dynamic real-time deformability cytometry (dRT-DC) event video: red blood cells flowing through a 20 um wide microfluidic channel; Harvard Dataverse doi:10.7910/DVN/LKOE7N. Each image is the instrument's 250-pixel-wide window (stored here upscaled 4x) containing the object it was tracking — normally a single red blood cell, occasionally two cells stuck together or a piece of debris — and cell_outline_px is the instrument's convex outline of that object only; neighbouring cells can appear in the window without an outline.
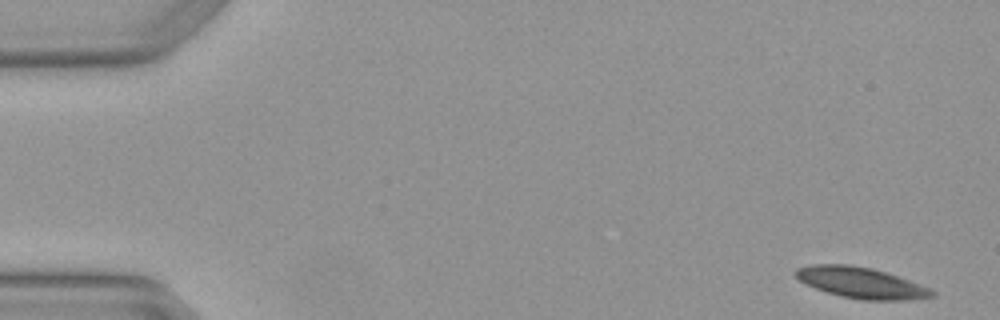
{"species": "Egyptian fruit bat (a non-hibernating species)", "species_latin": "Rousettus aegyptiacus", "temperature_condition": "warm", "stored_images_in_passage": 5, "camera_frame_rate_fps": 3000, "um_per_image_px": 0.085, "animal": {"sex": "female"}, "frame": {"image": 1, "passage_image": 1, "time_ms": 0.0, "image_size_px": [1000, 320], "cell_outline_px": [[936, 296], [912, 300], [860, 300], [840, 296], [816, 288], [800, 280], [792, 272], [796, 268], [812, 264], [852, 264], [872, 268], [908, 280], [928, 288], [936, 292]], "centroid_in_image_um": [73.18, 24.03], "position_along_channel_um": 11.8, "area_um2": 24.51}}